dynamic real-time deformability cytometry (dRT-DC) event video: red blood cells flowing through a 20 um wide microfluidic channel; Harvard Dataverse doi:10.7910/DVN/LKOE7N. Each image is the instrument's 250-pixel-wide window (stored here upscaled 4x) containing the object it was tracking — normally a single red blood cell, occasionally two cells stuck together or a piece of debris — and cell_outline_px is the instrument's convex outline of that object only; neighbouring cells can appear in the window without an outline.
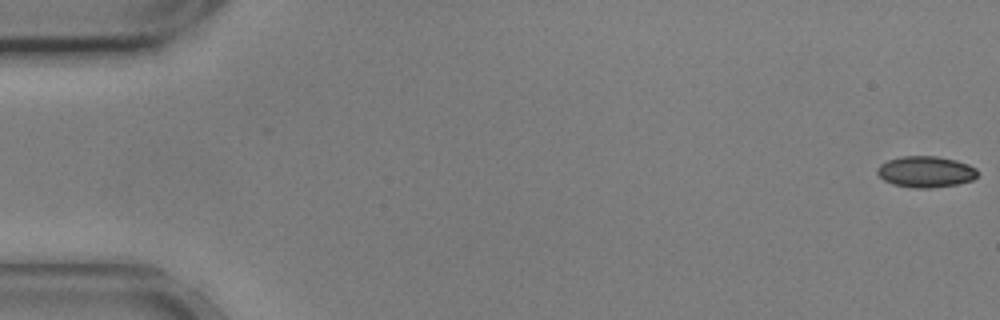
{"species": "common noctule bat (a hibernating species)", "species_latin": "Nyctalus noctula", "temperature_condition": "cold", "stored_images_in_passage": 17, "camera_frame_rate_fps": 3000, "um_per_image_px": 0.085, "animal": {"sex": "male", "body_mass_g": 17.9, "forearm_length_mm": 54.2}, "frame": {"image": 1, "passage_image": 1, "time_ms": 0.0, "image_size_px": [1000, 320], "cell_outline_px": [[976, 176], [972, 180], [956, 184], [932, 188], [916, 188], [892, 184], [884, 180], [876, 172], [876, 168], [880, 164], [888, 160], [900, 156], [936, 156], [956, 160], [968, 164], [976, 168]], "centroid_in_image_um": [78.65, 14.59], "position_along_channel_um": 6.3, "area_um2": 18.21}}
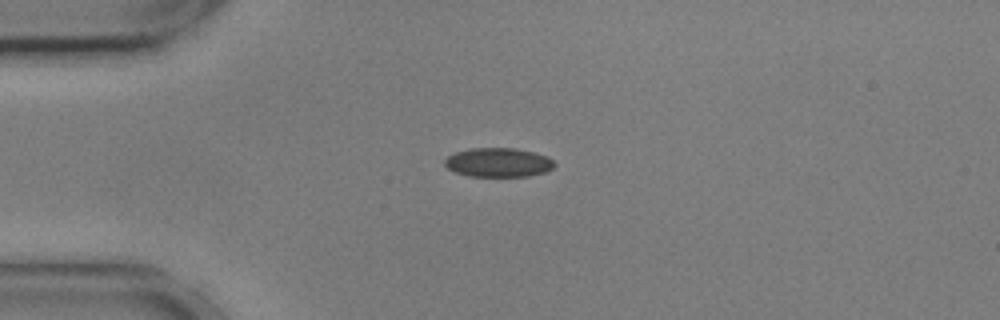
{"frame": {"image": 2, "passage_image": 14, "time_ms": 4.333, "image_size_px": [1000, 320], "cell_outline_px": [[556, 164], [552, 168], [544, 172], [528, 176], [468, 176], [456, 172], [448, 168], [444, 164], [444, 160], [448, 156], [456, 152], [472, 148], [516, 148], [548, 156]], "centroid_in_image_um": [42.36, 13.8], "position_along_channel_um": 42.6, "area_um2": 18.5}}